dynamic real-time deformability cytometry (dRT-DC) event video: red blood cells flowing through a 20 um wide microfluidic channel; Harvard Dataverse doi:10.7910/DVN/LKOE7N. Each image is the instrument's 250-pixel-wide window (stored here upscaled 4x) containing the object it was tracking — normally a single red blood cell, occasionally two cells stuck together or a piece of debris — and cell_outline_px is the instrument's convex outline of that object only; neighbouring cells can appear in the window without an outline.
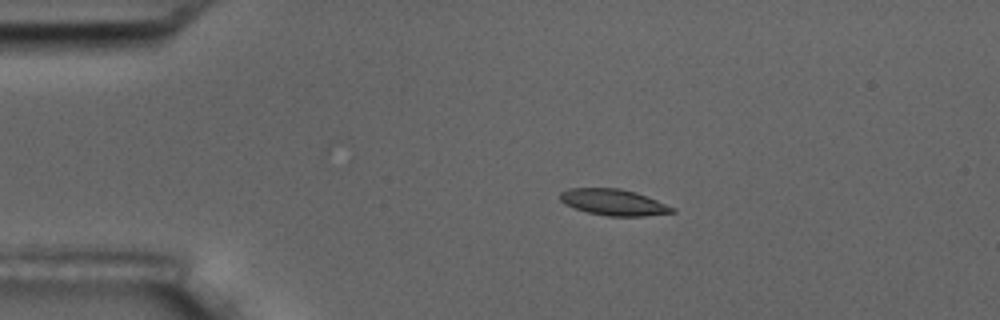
{"species": "common noctule bat (a hibernating species)", "species_latin": "Nyctalus noctula", "temperature_condition": "room temperature", "stored_images_in_passage": 2, "camera_frame_rate_fps": 3000, "um_per_image_px": 0.085, "animal": {"sex": "male", "body_mass_g": 17.5, "forearm_length_mm": 52.3}, "frame": {"image": 1, "passage_image": 1, "time_ms": 0.0, "image_size_px": [1000, 320], "cell_outline_px": [[676, 212], [644, 216], [608, 216], [588, 212], [564, 204], [560, 200], [560, 192], [568, 188], [620, 188], [636, 192], [676, 208]], "centroid_in_image_um": [52.16, 17.19], "position_along_channel_um": 32.8, "area_um2": 17.11}}